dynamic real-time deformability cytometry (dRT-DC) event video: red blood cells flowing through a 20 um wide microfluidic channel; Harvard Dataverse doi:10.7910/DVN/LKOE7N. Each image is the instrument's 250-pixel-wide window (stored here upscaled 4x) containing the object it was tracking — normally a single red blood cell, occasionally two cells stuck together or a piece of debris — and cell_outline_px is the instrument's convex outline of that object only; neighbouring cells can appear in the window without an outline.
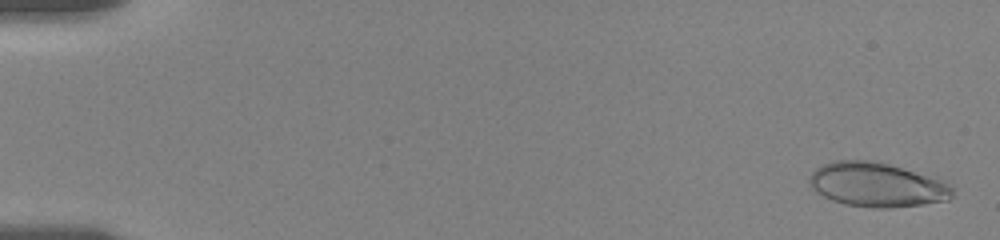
{"species": "human", "species_latin": "Homo sapiens", "temperature_condition": "room temperature", "stored_images_in_passage": 19, "camera_frame_rate_fps": 3000, "um_per_image_px": 0.085, "donor": {"sex": "female"}, "frame": {"image": 1, "passage_image": 2, "time_ms": 0.333, "image_size_px": [1000, 240], "cell_outline_px": [[952, 196], [948, 200], [924, 204], [888, 208], [872, 208], [844, 204], [832, 200], [816, 192], [808, 184], [808, 180], [812, 172], [816, 168], [824, 164], [836, 160], [872, 160], [888, 164], [940, 180], [948, 184], [952, 188]], "centroid_in_image_um": [74.48, 15.71], "position_along_channel_um": 10.5, "area_um2": 36.59}}
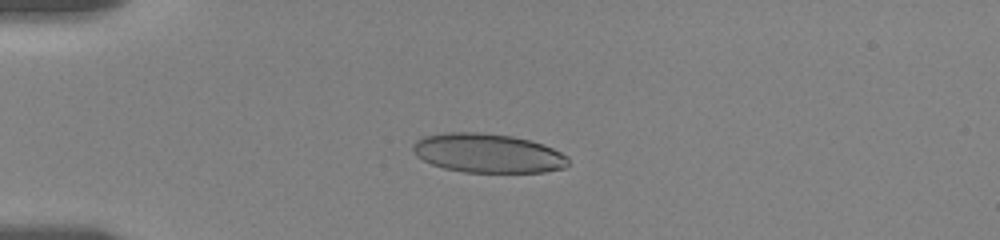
{"frame": {"image": 2, "passage_image": 14, "time_ms": 4.667, "image_size_px": [1000, 240], "cell_outline_px": [[568, 164], [564, 168], [544, 172], [464, 172], [444, 168], [432, 164], [416, 156], [412, 148], [416, 140], [424, 136], [444, 132], [480, 132], [512, 136], [544, 144], [568, 156]], "centroid_in_image_um": [41.46, 13.02], "position_along_channel_um": 43.5, "area_um2": 35.43}}
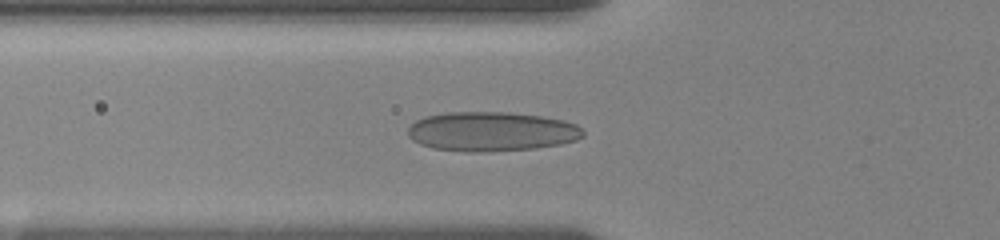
{"frame": {"image": 3, "passage_image": 19, "time_ms": 6.667, "image_size_px": [1000, 240], "cell_outline_px": [[584, 136], [576, 140], [560, 144], [536, 148], [484, 152], [464, 152], [432, 148], [420, 144], [412, 140], [408, 136], [408, 128], [416, 120], [424, 116], [448, 112], [508, 112], [540, 116], [564, 120], [576, 124], [584, 132]], "centroid_in_image_um": [41.76, 11.18], "position_along_channel_um": 84.0, "area_um2": 40.46}}